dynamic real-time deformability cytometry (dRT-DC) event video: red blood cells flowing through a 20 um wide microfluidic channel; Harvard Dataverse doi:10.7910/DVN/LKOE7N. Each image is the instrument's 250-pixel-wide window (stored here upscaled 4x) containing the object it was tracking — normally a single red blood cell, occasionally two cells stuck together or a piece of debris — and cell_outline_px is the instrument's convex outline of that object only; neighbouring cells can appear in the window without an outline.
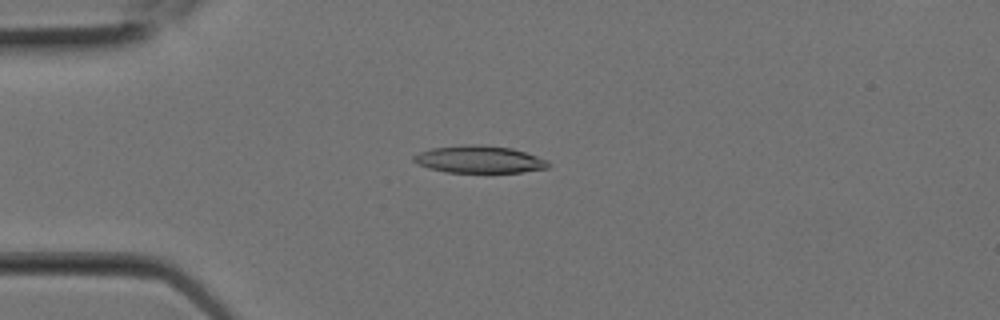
{"species": "Egyptian fruit bat (a non-hibernating species)", "species_latin": "Rousettus aegyptiacus", "temperature_condition": "room temperature", "stored_images_in_passage": 5, "camera_frame_rate_fps": 3000, "um_per_image_px": 0.085, "animal": {"sex": "female"}, "frame": {"image": 1, "passage_image": 4, "time_ms": 1.0, "image_size_px": [1000, 320], "cell_outline_px": [[552, 164], [548, 168], [520, 172], [444, 172], [428, 168], [412, 160], [412, 156], [420, 152], [432, 148], [472, 144], [512, 148], [548, 160]], "centroid_in_image_um": [40.75, 13.55], "position_along_channel_um": 44.3, "area_um2": 21.21}}